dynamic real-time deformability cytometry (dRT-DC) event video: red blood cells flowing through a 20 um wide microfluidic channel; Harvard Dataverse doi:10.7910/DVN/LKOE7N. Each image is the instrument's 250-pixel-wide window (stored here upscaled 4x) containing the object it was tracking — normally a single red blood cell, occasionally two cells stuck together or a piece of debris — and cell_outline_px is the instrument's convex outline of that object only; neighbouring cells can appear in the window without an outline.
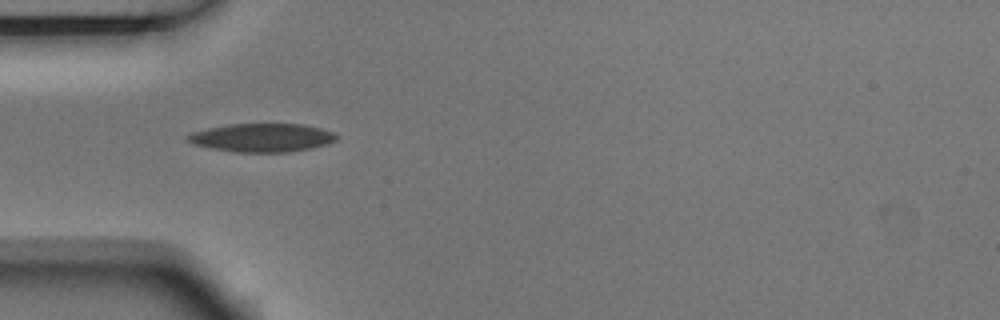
{"species": "Egyptian fruit bat (a non-hibernating species)", "species_latin": "Rousettus aegyptiacus", "temperature_condition": "room temperature", "stored_images_in_passage": 4, "camera_frame_rate_fps": 3000, "um_per_image_px": 0.085, "animal": {"sex": "male"}, "frame": {"image": 1, "passage_image": 3, "time_ms": 0.667, "image_size_px": [1000, 320], "cell_outline_px": [[340, 136], [336, 140], [328, 144], [308, 148], [284, 152], [236, 152], [212, 148], [192, 144], [184, 140], [192, 132], [208, 128], [228, 124], [304, 124], [320, 128], [332, 132]], "centroid_in_image_um": [22.26, 11.69], "position_along_channel_um": 62.7, "area_um2": 24.57}}
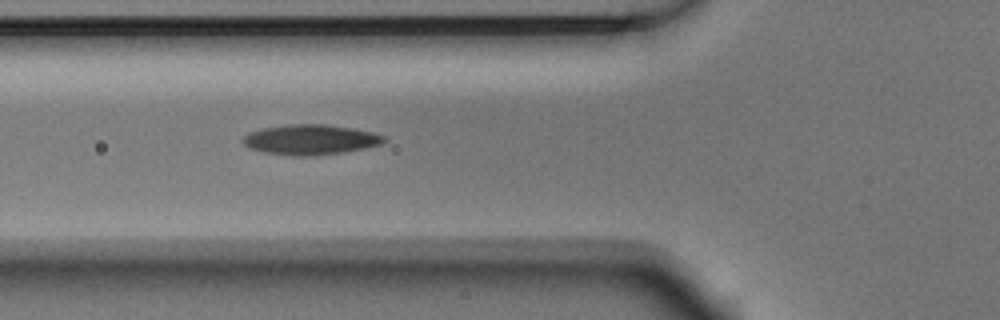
{"frame": {"image": 2, "passage_image": 4, "time_ms": 1.0, "image_size_px": [1000, 320], "cell_outline_px": [[388, 140], [380, 144], [364, 148], [344, 152], [316, 156], [292, 156], [264, 152], [248, 148], [240, 140], [248, 132], [260, 128], [288, 124], [324, 124], [352, 128], [372, 132], [384, 136]], "centroid_in_image_um": [26.34, 11.87], "position_along_channel_um": 99.5, "area_um2": 25.03}}